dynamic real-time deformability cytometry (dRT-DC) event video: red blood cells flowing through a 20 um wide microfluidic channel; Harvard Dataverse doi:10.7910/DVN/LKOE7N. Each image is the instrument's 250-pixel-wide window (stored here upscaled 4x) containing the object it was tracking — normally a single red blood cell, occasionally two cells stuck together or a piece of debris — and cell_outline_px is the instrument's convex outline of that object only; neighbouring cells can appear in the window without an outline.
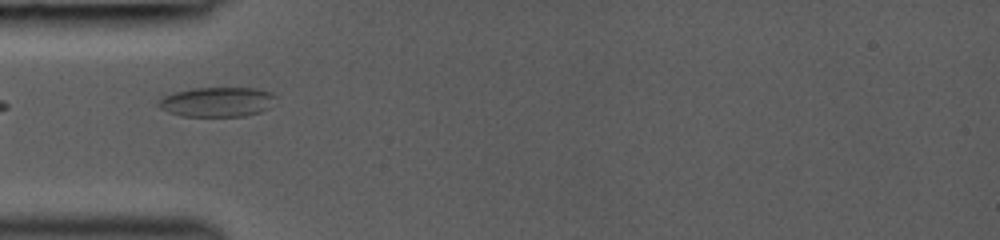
{"species": "common noctule bat (a hibernating species)", "species_latin": "Nyctalus noctula", "temperature_condition": "room temperature", "stored_images_in_passage": 8, "camera_frame_rate_fps": 3000, "um_per_image_px": 0.085, "animal": {"sex": "female", "body_mass_g": 19.0, "forearm_length_mm": 53.3}, "frame": {"image": 1, "passage_image": 7, "time_ms": 4.667, "image_size_px": [1000, 240], "cell_outline_px": [[276, 96], [268, 108], [260, 112], [244, 116], [180, 116], [168, 112], [160, 108], [156, 104], [164, 96], [176, 92], [192, 88], [256, 88], [272, 92]], "centroid_in_image_um": [18.45, 8.66], "position_along_channel_um": 66.6, "area_um2": 20.23}}